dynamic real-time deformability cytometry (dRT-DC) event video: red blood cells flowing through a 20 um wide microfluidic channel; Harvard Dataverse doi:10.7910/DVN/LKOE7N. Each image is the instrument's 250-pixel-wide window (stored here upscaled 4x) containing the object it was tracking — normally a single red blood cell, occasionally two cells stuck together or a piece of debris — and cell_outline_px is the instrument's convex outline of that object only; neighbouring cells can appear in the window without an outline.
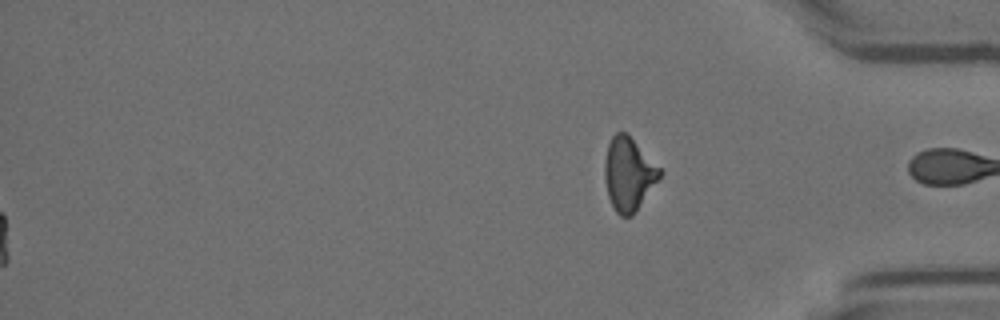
{"species": "Egyptian fruit bat (a non-hibernating species)", "species_latin": "Rousettus aegyptiacus", "temperature_condition": "room temperature", "stored_images_in_passage": 44, "segment_of_instrument_passage": [2, 2], "camera_frame_rate_fps": 3000, "um_per_image_px": 0.085, "animal": {"sex": "female"}, "frame": {"image": 1, "passage_image": 44, "time_ms": 14.333, "image_size_px": [1000, 320], "cell_outline_px": [[664, 172], [632, 216], [620, 216], [616, 212], [608, 196], [604, 180], [604, 160], [608, 144], [612, 136], [616, 132], [624, 132]], "centroid_in_image_um": [53.41, 14.82], "position_along_channel_um": 381.8, "area_um2": 23.12}}